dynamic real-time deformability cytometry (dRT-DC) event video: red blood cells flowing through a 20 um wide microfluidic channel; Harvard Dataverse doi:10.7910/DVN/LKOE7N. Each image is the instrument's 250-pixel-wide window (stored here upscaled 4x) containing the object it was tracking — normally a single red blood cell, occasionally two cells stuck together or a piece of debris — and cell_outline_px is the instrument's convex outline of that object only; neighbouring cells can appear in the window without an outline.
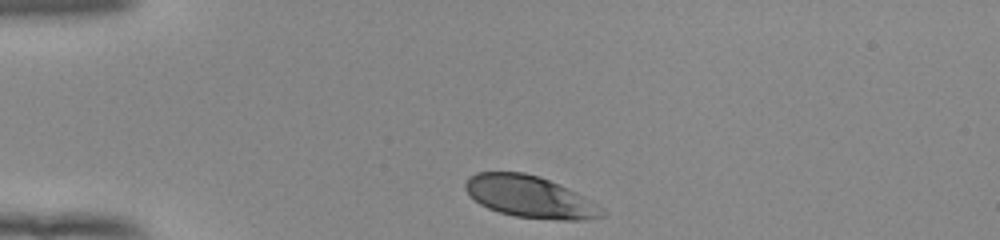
{"species": "human", "species_latin": "Homo sapiens", "temperature_condition": "room temperature", "stored_images_in_passage": 32, "camera_frame_rate_fps": 3000, "um_per_image_px": 0.085, "donor": {"sex": "female"}, "frame": {"image": 1, "passage_image": 1, "time_ms": 0.0, "image_size_px": [1000, 240], "cell_outline_px": [[604, 216], [588, 220], [556, 220], [516, 216], [500, 212], [488, 208], [480, 204], [464, 188], [464, 184], [468, 176], [476, 172], [524, 172], [540, 176], [568, 188], [584, 196], [596, 204], [604, 212]], "centroid_in_image_um": [45.03, 16.72], "position_along_channel_um": 40.0, "area_um2": 33.18}}
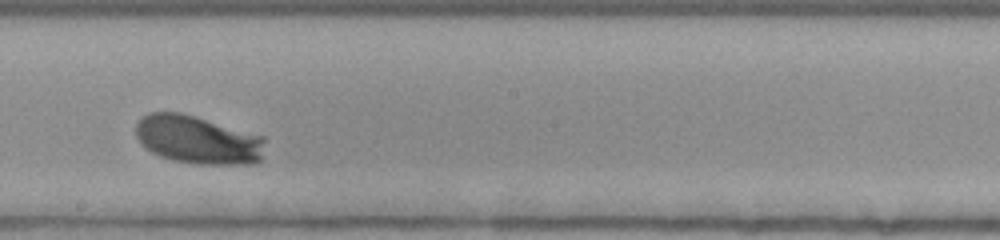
{"frame": {"image": 2, "passage_image": 19, "time_ms": 6.0, "image_size_px": [1000, 240], "cell_outline_px": [[264, 140], [260, 160], [256, 164], [200, 164], [172, 160], [160, 156], [152, 152], [136, 136], [136, 124], [140, 116], [148, 112], [180, 112], [264, 136]], "centroid_in_image_um": [16.8, 11.87], "position_along_channel_um": 231.4, "area_um2": 36.18}}
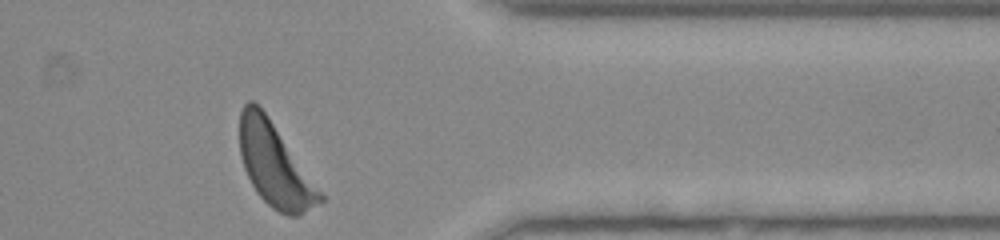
{"frame": {"image": 3, "passage_image": 32, "time_ms": 10.333, "image_size_px": [1000, 240], "cell_outline_px": [[324, 200], [304, 212], [296, 216], [288, 216], [272, 208], [256, 192], [244, 168], [240, 156], [240, 112], [244, 104], [248, 100], [252, 100], [264, 112], [324, 196]], "centroid_in_image_um": [23.32, 14.04], "position_along_channel_um": 388.1, "area_um2": 37.63}, "authors_computed_cell_mechanics": {"area_um2": 35.2291, "velocity_mm_per_s": 3.8912, "shape_relaxation_time_tau1_ms": 2.0334, "shape_relaxation_time_tau2_ms": null, "deformation_change_tau1": 0.1374, "deformation_change_tau2": null}}